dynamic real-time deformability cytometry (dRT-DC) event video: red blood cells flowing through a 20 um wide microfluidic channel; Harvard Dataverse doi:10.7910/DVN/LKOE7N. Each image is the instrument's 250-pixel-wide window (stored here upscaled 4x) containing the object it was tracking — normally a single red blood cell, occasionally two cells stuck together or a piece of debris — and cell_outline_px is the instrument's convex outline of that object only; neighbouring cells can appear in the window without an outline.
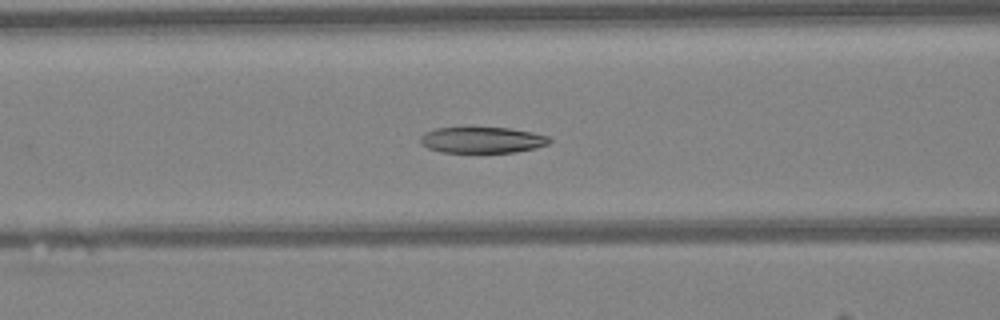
{"species": "Egyptian fruit bat (a non-hibernating species)", "species_latin": "Rousettus aegyptiacus", "temperature_condition": "warm", "stored_images_in_passage": 49, "camera_frame_rate_fps": 3000, "um_per_image_px": 0.085, "animal": {"sex": "female"}, "frame": {"image": 1, "passage_image": 20, "time_ms": 6.333, "image_size_px": [1000, 320], "cell_outline_px": [[552, 140], [548, 144], [536, 148], [516, 152], [440, 152], [428, 148], [420, 144], [420, 136], [424, 132], [436, 128], [512, 128], [532, 132], [548, 136]], "centroid_in_image_um": [40.98, 11.9], "position_along_channel_um": 125.6, "area_um2": 19.65}}
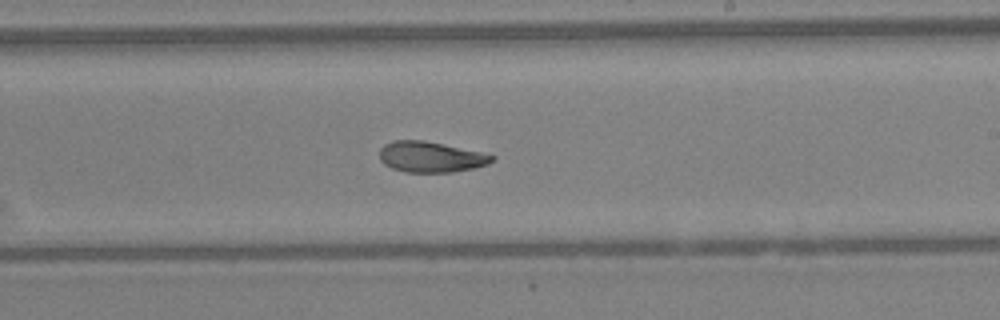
{"frame": {"image": 2, "passage_image": 29, "time_ms": 9.333, "image_size_px": [1000, 320], "cell_outline_px": [[496, 160], [488, 164], [472, 168], [452, 172], [404, 172], [392, 168], [384, 164], [380, 160], [380, 148], [384, 144], [392, 140], [424, 140], [480, 152], [496, 156]], "centroid_in_image_um": [36.59, 13.34], "position_along_channel_um": 252.4, "area_um2": 20.11}}
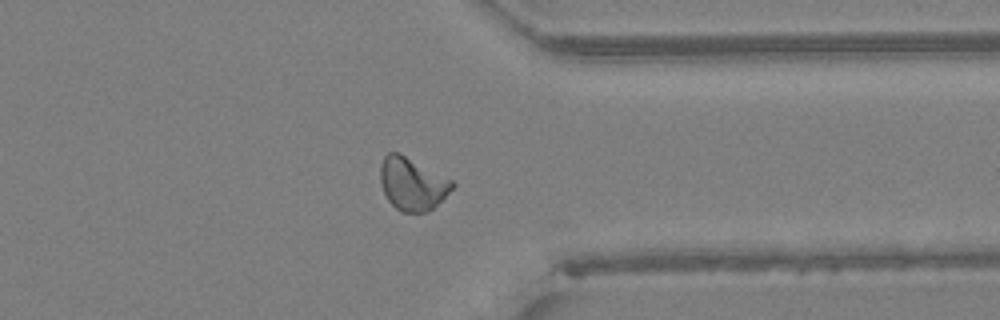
{"frame": {"image": 3, "passage_image": 38, "time_ms": 12.333, "image_size_px": [1000, 320], "cell_outline_px": [[456, 184], [428, 212], [400, 212], [388, 200], [384, 192], [380, 180], [380, 164], [384, 156], [388, 152], [400, 152], [452, 180]], "centroid_in_image_um": [35.01, 15.6], "position_along_channel_um": 376.4, "area_um2": 21.96}, "authors_computed_cell_mechanics": {"area_um2": 21.6172, "velocity_mm_per_s": 4.241, "shape_relaxation_time_tau1_ms": 5.599, "shape_relaxation_time_tau2_ms": 2.8212, "deformation_change_tau1": 0.1837, "deformation_change_tau2": 0.0797}}